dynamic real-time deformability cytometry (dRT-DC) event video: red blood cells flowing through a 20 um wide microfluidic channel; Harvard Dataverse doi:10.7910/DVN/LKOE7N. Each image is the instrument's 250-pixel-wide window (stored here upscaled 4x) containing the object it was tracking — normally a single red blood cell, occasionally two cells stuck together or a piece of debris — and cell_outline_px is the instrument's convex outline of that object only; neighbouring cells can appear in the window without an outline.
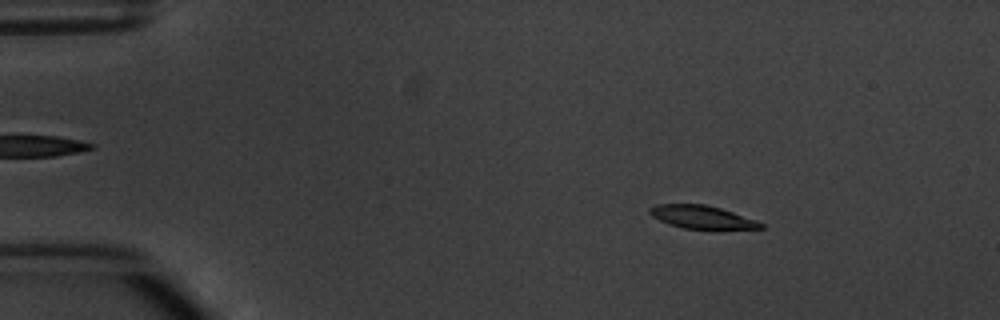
{"species": "common noctule bat (a hibernating species)", "species_latin": "Nyctalus noctula", "temperature_condition": "warm", "stored_images_in_passage": 4, "segment_of_instrument_passage": [1, 2], "camera_frame_rate_fps": 3000, "um_per_image_px": 0.085, "animal": {"sex": "male", "body_mass_g": 20.1, "forearm_length_mm": 53.5}, "frame": {"image": 1, "passage_image": 1, "time_ms": 0.0, "image_size_px": [1000, 320], "cell_outline_px": [[764, 228], [716, 232], [684, 228], [668, 224], [652, 216], [648, 212], [648, 208], [656, 204], [704, 204], [720, 208], [756, 220], [764, 224]], "centroid_in_image_um": [59.72, 18.51], "position_along_channel_um": 25.3, "area_um2": 15.72}}